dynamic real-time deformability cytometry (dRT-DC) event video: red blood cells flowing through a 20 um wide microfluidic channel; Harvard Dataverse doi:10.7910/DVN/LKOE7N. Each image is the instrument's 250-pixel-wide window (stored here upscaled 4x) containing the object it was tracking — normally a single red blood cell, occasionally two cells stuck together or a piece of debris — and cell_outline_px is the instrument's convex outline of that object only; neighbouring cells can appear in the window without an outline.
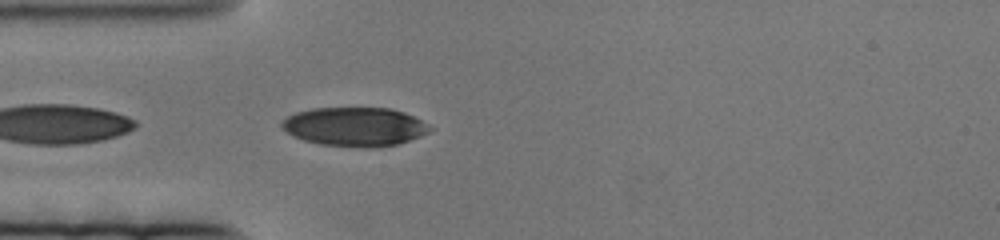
{"species": "human", "species_latin": "Homo sapiens", "temperature_condition": "cold", "stored_images_in_passage": 29, "camera_frame_rate_fps": 3000, "um_per_image_px": 0.085, "donor": {"sex": "female"}, "frame": {"image": 1, "passage_image": 3, "time_ms": 0.667, "image_size_px": [1000, 240], "cell_outline_px": [[432, 128], [428, 132], [420, 136], [396, 144], [320, 144], [304, 140], [292, 136], [280, 124], [288, 116], [296, 112], [312, 108], [392, 108], [404, 112], [428, 124]], "centroid_in_image_um": [30.13, 10.71], "position_along_channel_um": 54.9, "area_um2": 32.19}}
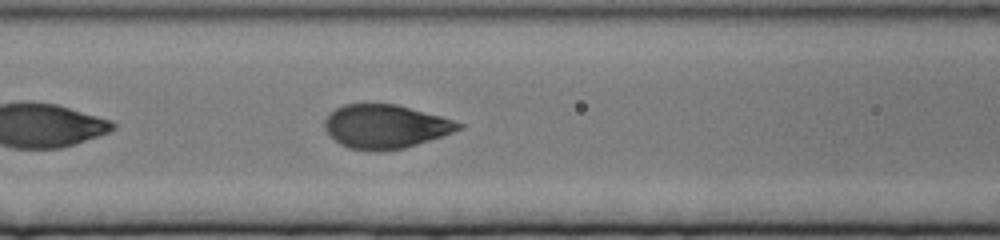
{"frame": {"image": 2, "passage_image": 13, "time_ms": 4.0, "image_size_px": [1000, 240], "cell_outline_px": [[464, 128], [404, 148], [348, 148], [340, 144], [324, 128], [324, 120], [336, 108], [344, 104], [396, 104], [440, 116], [464, 124]], "centroid_in_image_um": [32.76, 10.71], "position_along_channel_um": 133.8, "area_um2": 33.0}}
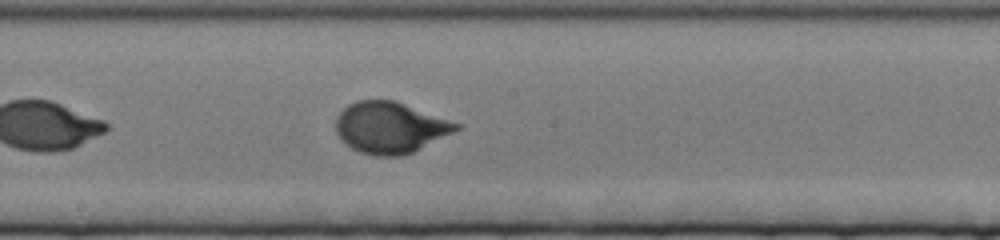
{"frame": {"image": 3, "passage_image": 23, "time_ms": 7.333, "image_size_px": [1000, 240], "cell_outline_px": [[464, 124], [460, 128], [412, 152], [400, 156], [376, 156], [360, 152], [344, 144], [340, 140], [336, 132], [336, 116], [348, 104], [356, 100], [396, 100]], "centroid_in_image_um": [33.15, 10.82], "position_along_channel_um": 215.0, "area_um2": 36.18}}